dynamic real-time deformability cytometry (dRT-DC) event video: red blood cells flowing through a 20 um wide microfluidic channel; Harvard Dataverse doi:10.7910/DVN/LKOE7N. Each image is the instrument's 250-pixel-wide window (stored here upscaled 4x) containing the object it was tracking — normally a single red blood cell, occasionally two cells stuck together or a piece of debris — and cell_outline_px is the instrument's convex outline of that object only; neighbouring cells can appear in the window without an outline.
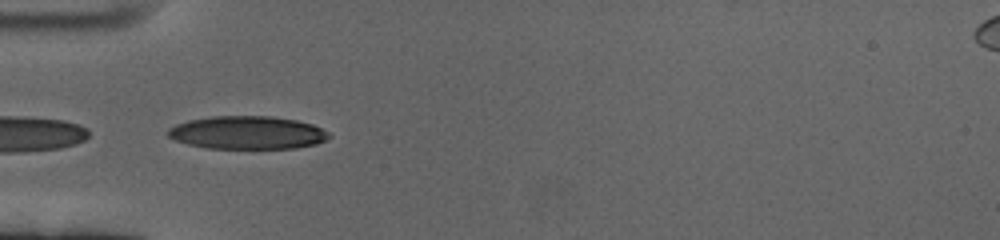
{"species": "human", "species_latin": "Homo sapiens", "temperature_condition": "cold", "stored_images_in_passage": 42, "camera_frame_rate_fps": 3000, "um_per_image_px": 0.085, "donor": {"sex": "female"}, "frame": {"image": 1, "passage_image": 1, "time_ms": 0.0, "image_size_px": [1000, 240], "cell_outline_px": [[332, 136], [316, 144], [292, 148], [204, 148], [188, 144], [176, 140], [168, 136], [168, 128], [176, 124], [188, 120], [212, 116], [272, 116], [296, 120], [312, 124], [328, 132]], "centroid_in_image_um": [21.01, 11.27], "position_along_channel_um": 64.0, "area_um2": 30.92}}
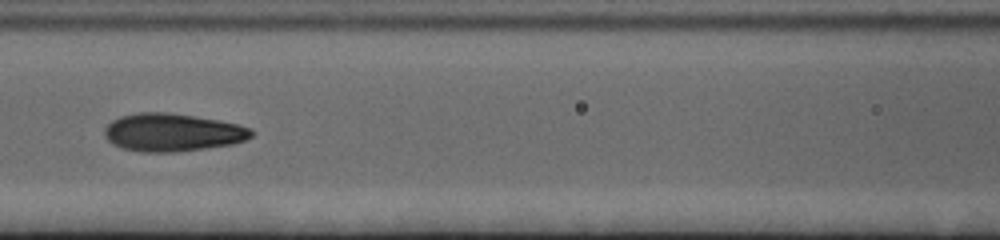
{"frame": {"image": 2, "passage_image": 9, "time_ms": 2.667, "image_size_px": [1000, 240], "cell_outline_px": [[256, 132], [252, 136], [244, 140], [232, 144], [204, 148], [172, 152], [140, 152], [124, 148], [112, 144], [104, 136], [104, 128], [112, 120], [120, 116], [136, 112], [168, 112], [240, 124], [252, 128]], "centroid_in_image_um": [14.65, 11.25], "position_along_channel_um": 152.0, "area_um2": 32.48}}
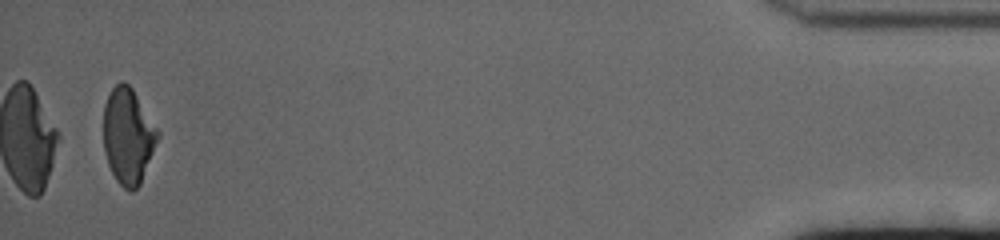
{"frame": {"image": 3, "passage_image": 40, "time_ms": 13.0, "image_size_px": [1000, 240], "cell_outline_px": [[160, 136], [140, 184], [132, 192], [124, 188], [116, 180], [108, 164], [104, 152], [104, 104], [112, 88], [120, 80], [124, 80], [132, 88], [160, 132]], "centroid_in_image_um": [10.89, 11.55], "position_along_channel_um": 424.3, "area_um2": 30.29}, "authors_computed_cell_mechanics": {"area_um2": 31.2987, "velocity_mm_per_s": 3.3888, "shape_relaxation_time_tau1_ms": 4.4349, "shape_relaxation_time_tau2_ms": 1.3738, "deformation_change_tau1": 0.1756, "deformation_change_tau2": 0.0723}}